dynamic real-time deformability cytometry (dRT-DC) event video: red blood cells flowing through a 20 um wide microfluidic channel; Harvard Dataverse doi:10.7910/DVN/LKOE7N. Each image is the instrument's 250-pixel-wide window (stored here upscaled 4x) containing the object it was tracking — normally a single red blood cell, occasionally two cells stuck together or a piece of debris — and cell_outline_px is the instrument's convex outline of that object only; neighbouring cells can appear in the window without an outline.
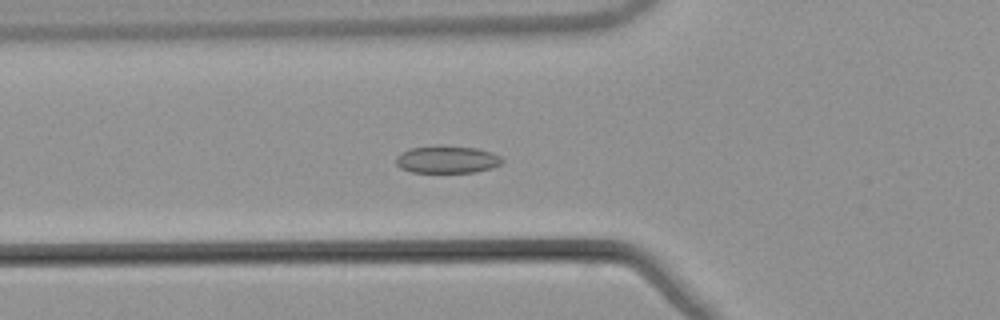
{"species": "common noctule bat (a hibernating species)", "species_latin": "Nyctalus noctula", "temperature_condition": "warm", "stored_images_in_passage": 56, "camera_frame_rate_fps": 3000, "um_per_image_px": 0.085, "animal": {"sex": "male", "body_mass_g": 21.5, "forearm_length_mm": 52.0}, "frame": {"image": 1, "passage_image": 21, "time_ms": 6.667, "image_size_px": [1000, 320], "cell_outline_px": [[504, 160], [500, 164], [492, 168], [476, 172], [412, 172], [400, 168], [396, 164], [396, 156], [400, 152], [408, 148], [476, 148], [492, 152], [500, 156]], "centroid_in_image_um": [38.0, 13.6], "position_along_channel_um": 87.8, "area_um2": 16.36}}
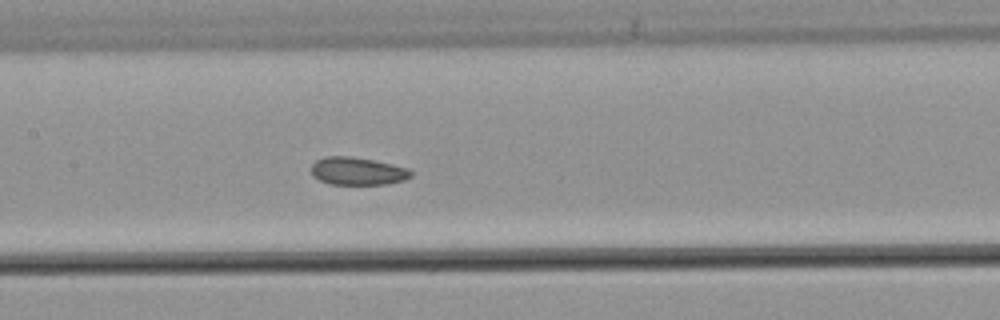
{"frame": {"image": 2, "passage_image": 28, "time_ms": 9.0, "image_size_px": [1000, 320], "cell_outline_px": [[412, 176], [404, 180], [388, 184], [328, 184], [312, 176], [312, 164], [316, 160], [324, 156], [352, 156], [392, 164], [408, 168], [412, 172]], "centroid_in_image_um": [30.38, 14.54], "position_along_channel_um": 177.0, "area_um2": 16.18}}
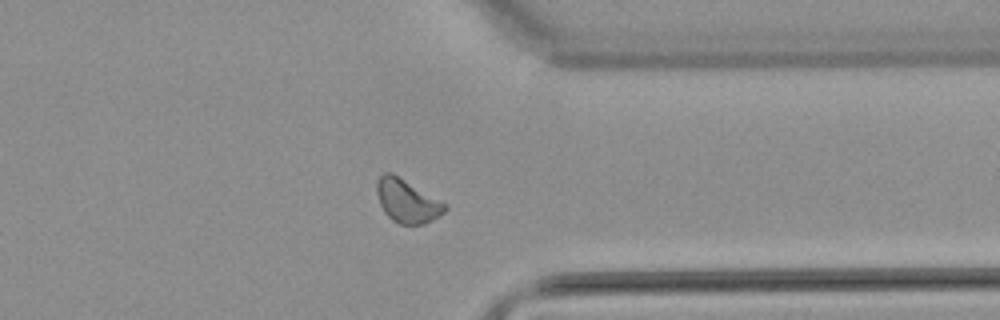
{"frame": {"image": 3, "passage_image": 44, "time_ms": 14.333, "image_size_px": [1000, 320], "cell_outline_px": [[448, 208], [444, 212], [432, 220], [424, 224], [400, 224], [392, 220], [384, 212], [380, 204], [376, 192], [376, 184], [380, 176], [384, 172], [392, 172], [448, 204]], "centroid_in_image_um": [34.61, 17.07], "position_along_channel_um": 376.8, "area_um2": 17.28}, "authors_computed_cell_mechanics": {"area_um2": 17.2533, "velocity_mm_per_s": 3.8176, "shape_relaxation_time_tau1_ms": null, "shape_relaxation_time_tau2_ms": 3.0042, "deformation_change_tau1": null, "deformation_change_tau2": 0.0808}}